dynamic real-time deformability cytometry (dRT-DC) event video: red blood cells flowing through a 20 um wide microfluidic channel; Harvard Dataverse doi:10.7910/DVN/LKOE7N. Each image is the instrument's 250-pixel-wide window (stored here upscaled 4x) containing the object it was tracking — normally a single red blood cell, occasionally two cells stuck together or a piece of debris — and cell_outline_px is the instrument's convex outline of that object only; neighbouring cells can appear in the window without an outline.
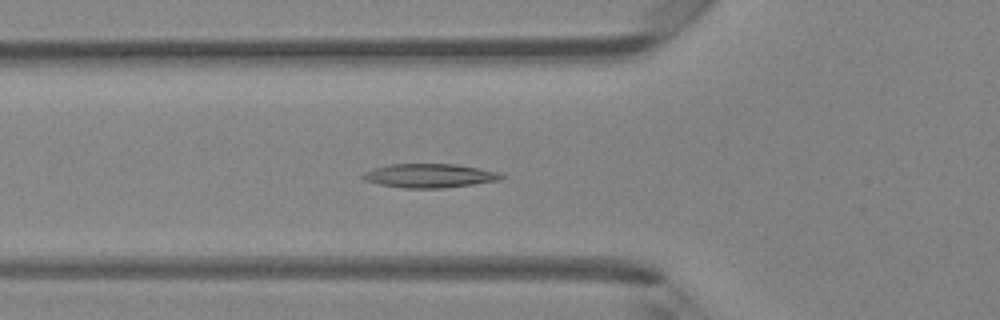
{"species": "Egyptian fruit bat (a non-hibernating species)", "species_latin": "Rousettus aegyptiacus", "temperature_condition": "room temperature", "stored_images_in_passage": 42, "camera_frame_rate_fps": 3000, "um_per_image_px": 0.085, "animal": {"sex": "female"}, "frame": {"image": 1, "passage_image": 16, "time_ms": 5.0, "image_size_px": [1000, 320], "cell_outline_px": [[504, 180], [444, 188], [404, 188], [380, 184], [364, 180], [360, 176], [364, 172], [372, 168], [388, 164], [456, 164], [496, 172], [504, 176]], "centroid_in_image_um": [36.48, 14.93], "position_along_channel_um": 89.3, "area_um2": 19.31}}
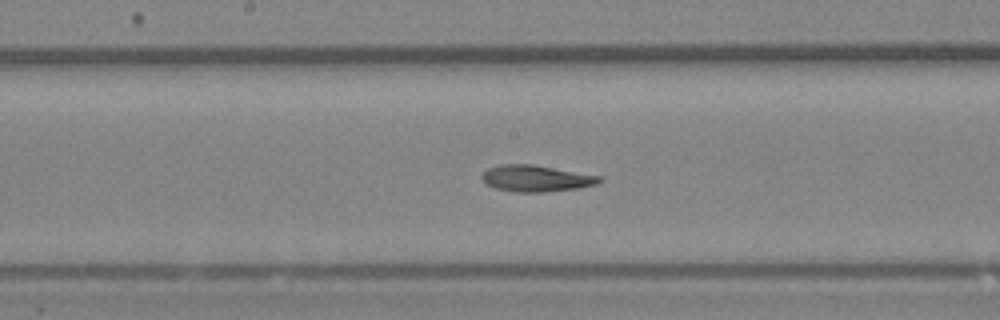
{"frame": {"image": 2, "passage_image": 24, "time_ms": 7.667, "image_size_px": [1000, 320], "cell_outline_px": [[604, 180], [596, 184], [576, 188], [544, 192], [516, 192], [496, 188], [484, 184], [480, 176], [488, 168], [500, 164], [532, 164], [604, 176]], "centroid_in_image_um": [45.57, 15.16], "position_along_channel_um": 202.6, "area_um2": 18.26}}
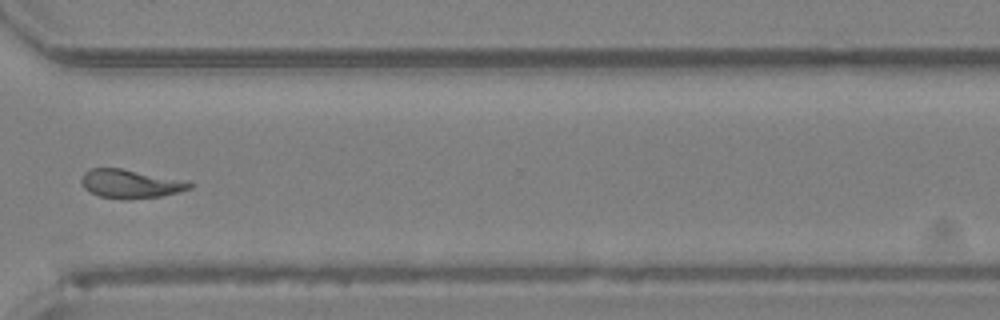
{"frame": {"image": 3, "passage_image": 35, "time_ms": 11.333, "image_size_px": [1000, 320], "cell_outline_px": [[192, 188], [160, 196], [100, 196], [84, 188], [80, 180], [84, 172], [88, 168], [120, 168], [192, 184]], "centroid_in_image_um": [10.94, 15.58], "position_along_channel_um": 359.7, "area_um2": 16.47}, "authors_computed_cell_mechanics": {"area_um2": 19.4208, "velocity_mm_per_s": 4.2594, "shape_relaxation_time_tau1_ms": 4.9482, "shape_relaxation_time_tau2_ms": 3.0979, "deformation_change_tau1": 0.1579, "deformation_change_tau2": 0.123}}